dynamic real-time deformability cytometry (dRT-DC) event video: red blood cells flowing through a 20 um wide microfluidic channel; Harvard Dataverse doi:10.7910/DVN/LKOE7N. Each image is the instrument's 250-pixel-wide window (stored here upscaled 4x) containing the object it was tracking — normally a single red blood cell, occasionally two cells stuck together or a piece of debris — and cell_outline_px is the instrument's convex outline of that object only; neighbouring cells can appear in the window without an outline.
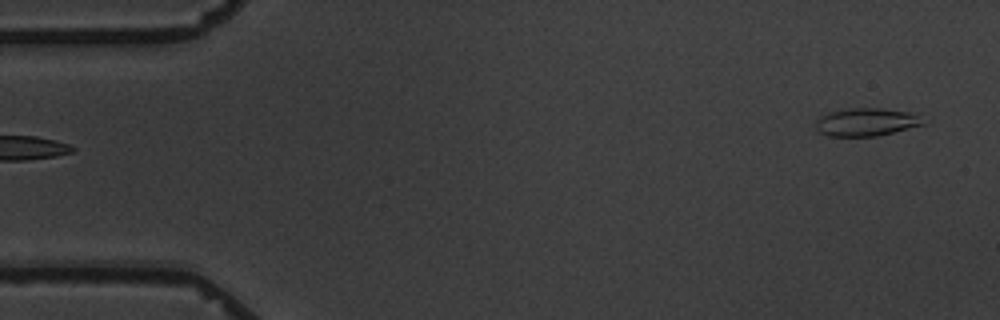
{"species": "common noctule bat (a hibernating species)", "species_latin": "Nyctalus noctula", "temperature_condition": "warm", "stored_images_in_passage": 4, "camera_frame_rate_fps": 3000, "um_per_image_px": 0.085, "animal": {"sex": "male", "body_mass_g": 19.5, "forearm_length_mm": 54.6}, "frame": {"image": 1, "passage_image": 4, "time_ms": 5.0, "image_size_px": [1000, 320], "cell_outline_px": [[928, 124], [876, 136], [828, 136], [816, 132], [816, 120], [820, 116], [828, 112], [848, 108], [884, 108], [908, 112], [916, 116]], "centroid_in_image_um": [73.58, 10.38], "position_along_channel_um": 11.4, "area_um2": 17.57}}